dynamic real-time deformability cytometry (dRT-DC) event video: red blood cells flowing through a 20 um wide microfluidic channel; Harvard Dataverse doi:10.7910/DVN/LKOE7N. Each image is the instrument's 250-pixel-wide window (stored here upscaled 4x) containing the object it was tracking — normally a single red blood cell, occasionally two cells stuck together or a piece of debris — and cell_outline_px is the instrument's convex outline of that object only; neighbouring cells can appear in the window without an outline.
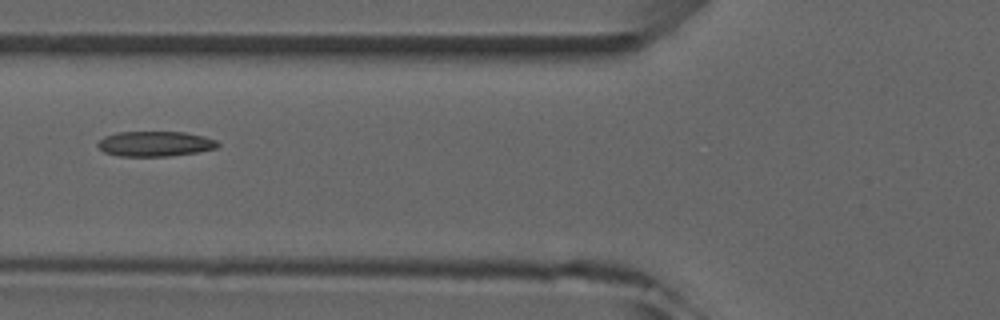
{"species": "common noctule bat (a hibernating species)", "species_latin": "Nyctalus noctula", "temperature_condition": "room temperature", "stored_images_in_passage": 6, "camera_frame_rate_fps": 3000, "um_per_image_px": 0.085, "animal": {"sex": "male", "forearm_length_mm": 52.5}, "frame": {"image": 1, "passage_image": 5, "time_ms": 4.667, "image_size_px": [1000, 320], "cell_outline_px": [[220, 144], [216, 148], [196, 152], [168, 156], [116, 156], [104, 152], [96, 144], [104, 136], [116, 132], [184, 132], [204, 136], [216, 140]], "centroid_in_image_um": [13.16, 12.22], "position_along_channel_um": 112.6, "area_um2": 17.57}}
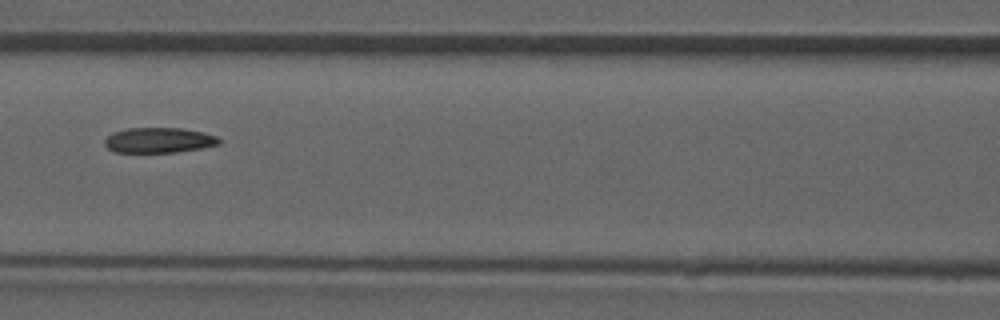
{"frame": {"image": 2, "passage_image": 6, "time_ms": 5.667, "image_size_px": [1000, 320], "cell_outline_px": [[220, 144], [200, 148], [176, 152], [116, 152], [108, 148], [104, 144], [104, 140], [112, 132], [128, 128], [180, 128], [200, 132], [216, 136], [220, 140]], "centroid_in_image_um": [13.47, 11.92], "position_along_channel_um": 153.1, "area_um2": 16.65}}